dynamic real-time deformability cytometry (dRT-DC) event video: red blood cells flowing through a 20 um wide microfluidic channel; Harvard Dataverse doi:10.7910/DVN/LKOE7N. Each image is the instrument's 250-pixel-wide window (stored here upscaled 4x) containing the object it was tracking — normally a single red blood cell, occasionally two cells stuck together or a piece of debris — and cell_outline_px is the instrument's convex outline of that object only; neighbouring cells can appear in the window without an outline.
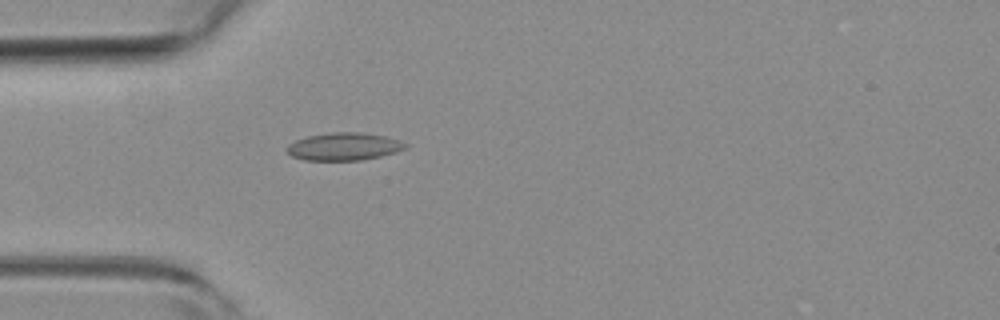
{"species": "common noctule bat (a hibernating species)", "species_latin": "Nyctalus noctula", "temperature_condition": "room temperature", "stored_images_in_passage": 4, "camera_frame_rate_fps": 3000, "um_per_image_px": 0.085, "animal": {"sex": "female", "body_mass_g": 19.3, "forearm_length_mm": 54.1}, "frame": {"image": 1, "passage_image": 4, "time_ms": 1.0, "image_size_px": [1000, 320], "cell_outline_px": [[408, 148], [396, 152], [380, 156], [360, 160], [304, 160], [292, 156], [284, 148], [288, 144], [296, 140], [308, 136], [332, 132], [360, 132], [384, 136], [400, 140], [408, 144]], "centroid_in_image_um": [29.24, 12.45], "position_along_channel_um": 55.8, "area_um2": 19.13}}